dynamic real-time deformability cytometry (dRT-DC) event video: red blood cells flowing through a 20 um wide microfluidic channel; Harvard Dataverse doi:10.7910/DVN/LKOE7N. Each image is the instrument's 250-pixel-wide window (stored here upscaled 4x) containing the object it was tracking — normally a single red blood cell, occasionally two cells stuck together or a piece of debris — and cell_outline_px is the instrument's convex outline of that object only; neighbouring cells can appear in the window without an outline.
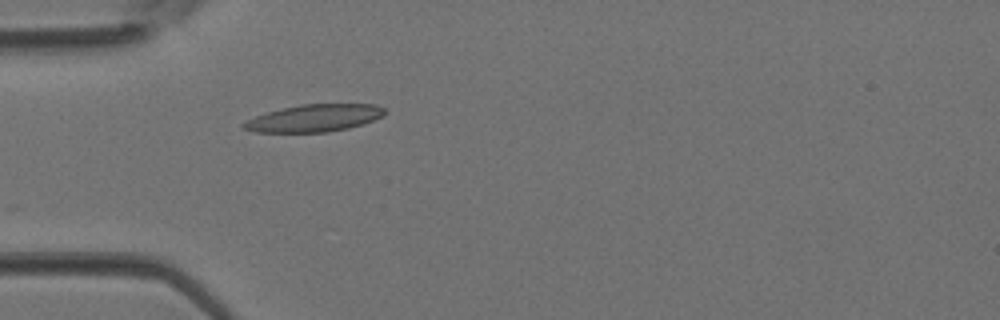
{"species": "Egyptian fruit bat (a non-hibernating species)", "species_latin": "Rousettus aegyptiacus", "temperature_condition": "room temperature", "stored_images_in_passage": 4, "camera_frame_rate_fps": 3000, "um_per_image_px": 0.085, "animal": {"sex": "female"}, "frame": {"image": 1, "passage_image": 4, "time_ms": 1.0, "image_size_px": [1000, 320], "cell_outline_px": [[384, 116], [348, 128], [328, 132], [256, 132], [244, 128], [240, 124], [256, 116], [268, 112], [300, 104], [376, 104], [384, 108]], "centroid_in_image_um": [26.72, 10.03], "position_along_channel_um": 58.3, "area_um2": 22.14}}